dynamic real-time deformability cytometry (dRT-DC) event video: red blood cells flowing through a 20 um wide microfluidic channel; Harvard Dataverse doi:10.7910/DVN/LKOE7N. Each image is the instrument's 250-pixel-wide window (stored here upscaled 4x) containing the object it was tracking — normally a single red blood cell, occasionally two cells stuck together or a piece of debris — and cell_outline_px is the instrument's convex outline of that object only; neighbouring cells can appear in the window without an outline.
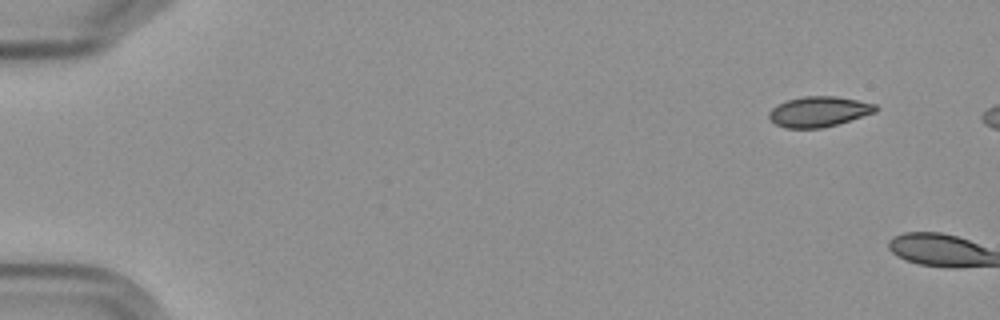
{"species": "Egyptian fruit bat (a non-hibernating species)", "species_latin": "Rousettus aegyptiacus", "temperature_condition": "cold", "stored_images_in_passage": 2, "camera_frame_rate_fps": 3000, "um_per_image_px": 0.085, "frame": {"image": 1, "passage_image": 1, "time_ms": 0.0, "image_size_px": [1000, 320], "cell_outline_px": [[880, 108], [876, 112], [836, 124], [820, 128], [784, 128], [776, 124], [768, 116], [768, 112], [776, 104], [788, 100], [804, 96], [836, 96], [876, 104]], "centroid_in_image_um": [69.59, 9.48], "position_along_channel_um": 15.4, "area_um2": 18.79}}